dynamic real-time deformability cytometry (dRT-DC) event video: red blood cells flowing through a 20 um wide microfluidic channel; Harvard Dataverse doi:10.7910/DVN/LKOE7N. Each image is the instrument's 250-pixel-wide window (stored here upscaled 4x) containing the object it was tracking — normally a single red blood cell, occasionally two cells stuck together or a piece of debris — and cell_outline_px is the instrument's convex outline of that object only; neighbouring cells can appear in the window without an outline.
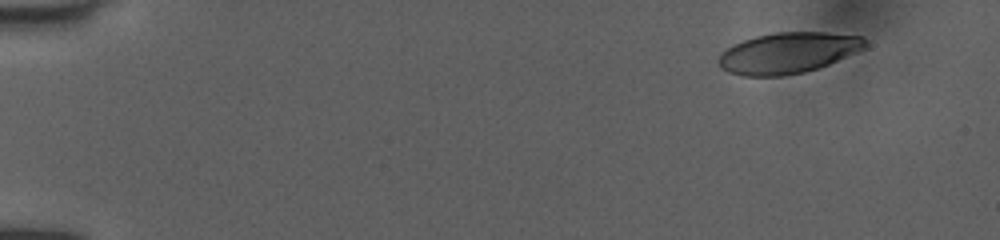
{"species": "human", "species_latin": "Homo sapiens", "temperature_condition": "room temperature", "stored_images_in_passage": 48, "camera_frame_rate_fps": 3000, "um_per_image_px": 0.085, "donor": {"sex": "female"}, "frame": {"image": 1, "passage_image": 1, "time_ms": 0.0, "image_size_px": [1000, 240], "cell_outline_px": [[868, 48], [828, 64], [804, 72], [784, 76], [744, 76], [728, 72], [720, 68], [716, 60], [720, 52], [744, 40], [756, 36], [776, 32], [824, 32], [864, 36]], "centroid_in_image_um": [66.99, 4.5], "position_along_channel_um": 18.0, "area_um2": 35.14}}
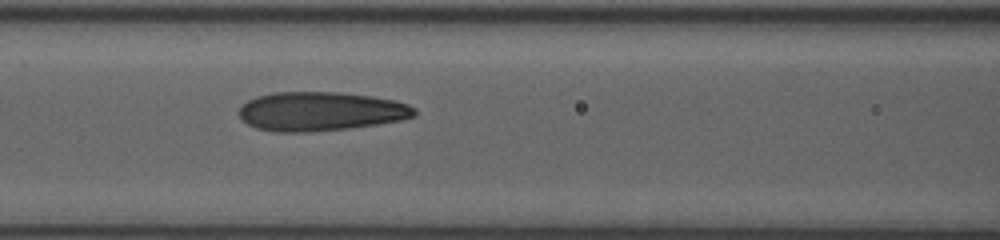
{"frame": {"image": 2, "passage_image": 20, "time_ms": 6.333, "image_size_px": [1000, 240], "cell_outline_px": [[416, 116], [400, 120], [376, 124], [348, 128], [312, 132], [276, 132], [256, 128], [240, 120], [236, 112], [240, 104], [256, 96], [276, 92], [340, 92], [372, 96], [396, 100], [408, 104], [416, 108]], "centroid_in_image_um": [27.2, 9.46], "position_along_channel_um": 139.4, "area_um2": 40.4}}
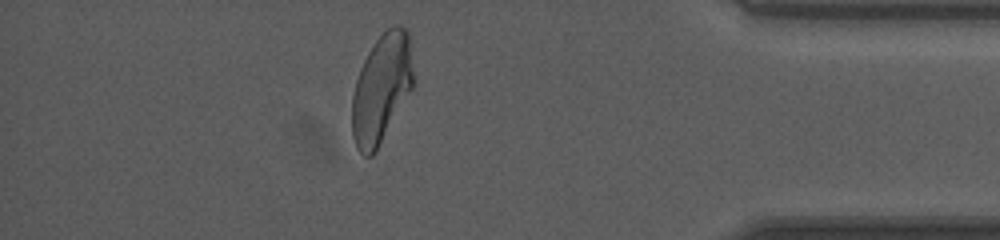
{"frame": {"image": 3, "passage_image": 42, "time_ms": 13.667, "image_size_px": [1000, 240], "cell_outline_px": [[416, 84], [376, 152], [372, 156], [364, 156], [356, 148], [352, 136], [352, 96], [356, 80], [360, 68], [368, 52], [376, 40], [392, 24], [400, 24], [408, 28]], "centroid_in_image_um": [32.47, 7.51], "position_along_channel_um": 402.7, "area_um2": 39.82}, "authors_computed_cell_mechanics": {"area_um2": 39.3329, "velocity_mm_per_s": 4.0157, "shape_relaxation_time_tau1_ms": 6.632, "shape_relaxation_time_tau2_ms": 1.2093, "deformation_change_tau1": 0.2302, "deformation_change_tau2": 0.0911}}